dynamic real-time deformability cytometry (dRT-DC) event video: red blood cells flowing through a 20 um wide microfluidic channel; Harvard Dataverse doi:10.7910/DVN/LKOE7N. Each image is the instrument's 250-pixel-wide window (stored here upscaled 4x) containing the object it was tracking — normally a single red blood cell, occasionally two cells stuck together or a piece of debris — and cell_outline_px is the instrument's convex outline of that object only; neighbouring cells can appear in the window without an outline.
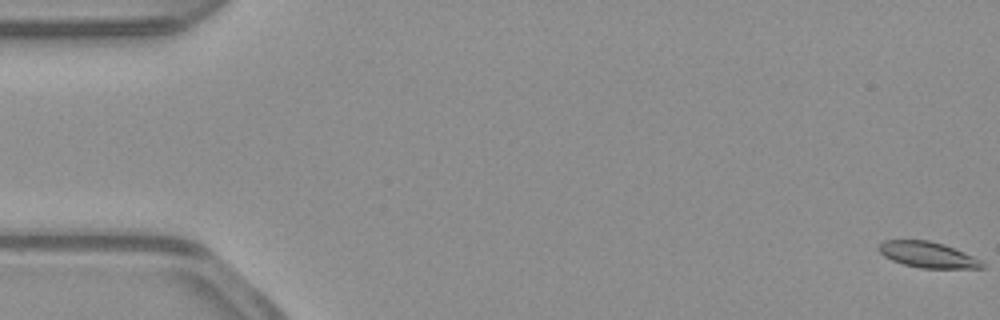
{"species": "common noctule bat (a hibernating species)", "species_latin": "Nyctalus noctula", "temperature_condition": "warm", "stored_images_in_passage": 54, "camera_frame_rate_fps": 3000, "um_per_image_px": 0.085, "animal": {"sex": "male", "body_mass_g": 23.1, "forearm_length_mm": 52.7}, "frame": {"image": 1, "passage_image": 1, "time_ms": 0.0, "image_size_px": [1000, 320], "cell_outline_px": [[984, 268], [920, 268], [904, 264], [892, 260], [884, 256], [876, 248], [884, 240], [928, 240], [944, 244], [972, 256], [980, 260], [984, 264]], "centroid_in_image_um": [78.83, 21.65], "position_along_channel_um": 6.2, "area_um2": 15.43}}
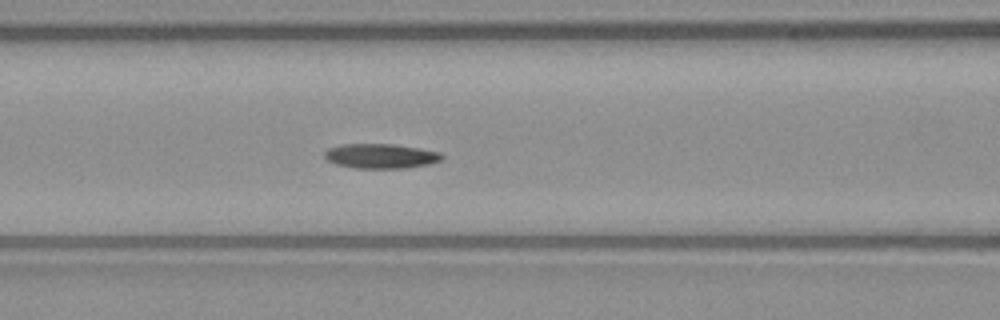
{"frame": {"image": 2, "passage_image": 23, "time_ms": 7.333, "image_size_px": [1000, 320], "cell_outline_px": [[444, 156], [440, 160], [432, 164], [404, 168], [352, 168], [336, 164], [328, 160], [324, 156], [324, 152], [328, 148], [340, 144], [392, 144], [420, 148], [440, 152]], "centroid_in_image_um": [32.36, 13.26], "position_along_channel_um": 134.2, "area_um2": 16.99}}
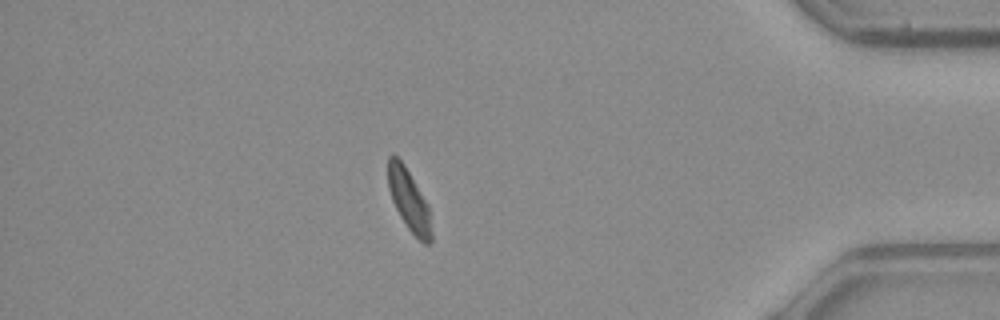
{"frame": {"image": 3, "passage_image": 47, "time_ms": 15.333, "image_size_px": [1000, 320], "cell_outline_px": [[432, 240], [428, 244], [424, 244], [408, 228], [400, 216], [392, 200], [388, 188], [388, 156], [396, 156], [404, 164], [428, 204], [432, 232]], "centroid_in_image_um": [34.77, 17.03], "position_along_channel_um": 400.4, "area_um2": 15.32}, "authors_computed_cell_mechanics": {"area_um2": 16.3863, "velocity_mm_per_s": 3.8824, "shape_relaxation_time_tau1_ms": null, "shape_relaxation_time_tau2_ms": 11.0311, "deformation_change_tau1": null, "deformation_change_tau2": 0.1878}}